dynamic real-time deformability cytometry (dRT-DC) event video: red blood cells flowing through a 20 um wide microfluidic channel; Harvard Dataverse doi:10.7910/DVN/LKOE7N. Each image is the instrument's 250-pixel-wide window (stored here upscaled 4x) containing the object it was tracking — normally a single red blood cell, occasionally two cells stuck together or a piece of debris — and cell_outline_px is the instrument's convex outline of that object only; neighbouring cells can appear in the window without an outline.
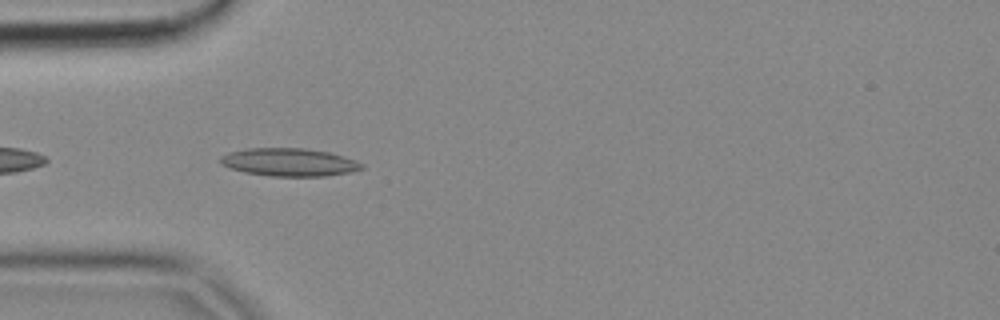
{"species": "common noctule bat (a hibernating species)", "species_latin": "Nyctalus noctula", "temperature_condition": "cold", "stored_images_in_passage": 7, "camera_frame_rate_fps": 3000, "um_per_image_px": 0.085, "animal": {"sex": "female", "body_mass_g": 18.4}, "frame": {"image": 1, "passage_image": 4, "time_ms": 1.0, "image_size_px": [1000, 320], "cell_outline_px": [[364, 168], [352, 172], [324, 176], [272, 176], [244, 172], [220, 164], [220, 156], [228, 152], [248, 148], [304, 148], [328, 152], [356, 160], [364, 164]], "centroid_in_image_um": [24.59, 13.78], "position_along_channel_um": 60.4, "area_um2": 23.0}}
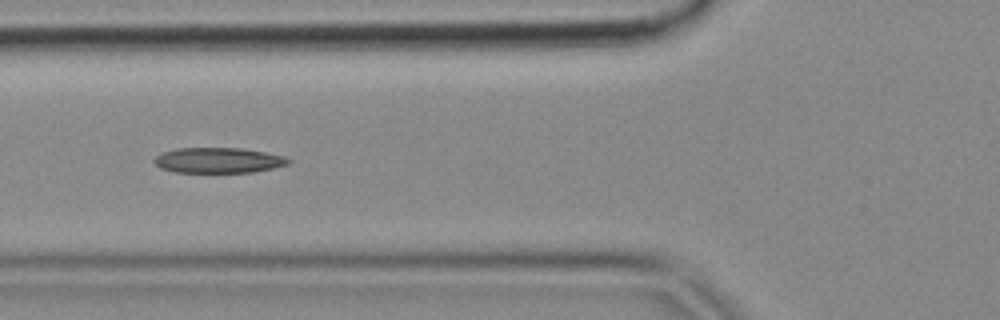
{"frame": {"image": 2, "passage_image": 5, "time_ms": 1.333, "image_size_px": [1000, 320], "cell_outline_px": [[292, 160], [288, 164], [256, 172], [176, 172], [160, 168], [152, 160], [160, 152], [176, 148], [240, 148], [264, 152], [284, 156]], "centroid_in_image_um": [18.53, 13.62], "position_along_channel_um": 107.3, "area_um2": 19.88}}